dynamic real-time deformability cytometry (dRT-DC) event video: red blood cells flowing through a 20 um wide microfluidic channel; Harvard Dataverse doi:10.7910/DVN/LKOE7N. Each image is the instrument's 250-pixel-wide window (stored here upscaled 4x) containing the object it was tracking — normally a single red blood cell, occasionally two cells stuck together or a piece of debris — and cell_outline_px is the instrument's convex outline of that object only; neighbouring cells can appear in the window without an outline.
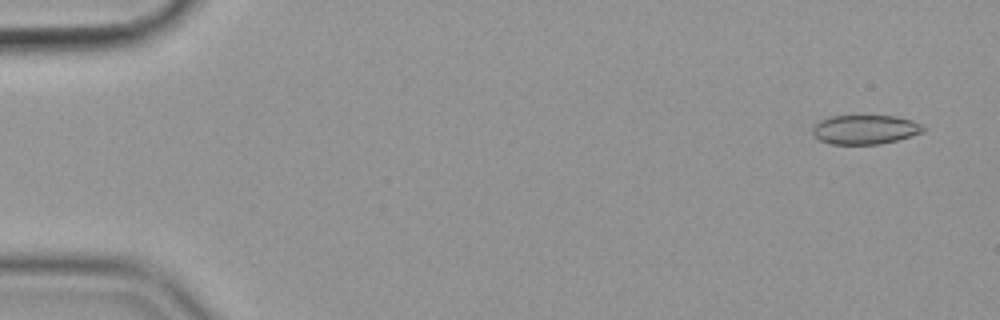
{"species": "common noctule bat (a hibernating species)", "species_latin": "Nyctalus noctula", "temperature_condition": "cold", "stored_images_in_passage": 56, "camera_frame_rate_fps": 3000, "um_per_image_px": 0.085, "animal": {"sex": "female", "body_mass_g": 19.9}, "frame": {"image": 1, "passage_image": 3, "time_ms": 0.667, "image_size_px": [1000, 320], "cell_outline_px": [[924, 132], [896, 140], [880, 144], [832, 144], [820, 140], [812, 132], [812, 128], [820, 120], [828, 116], [896, 116], [912, 120], [924, 124]], "centroid_in_image_um": [73.55, 11.0], "position_along_channel_um": 11.4, "area_um2": 18.84}}
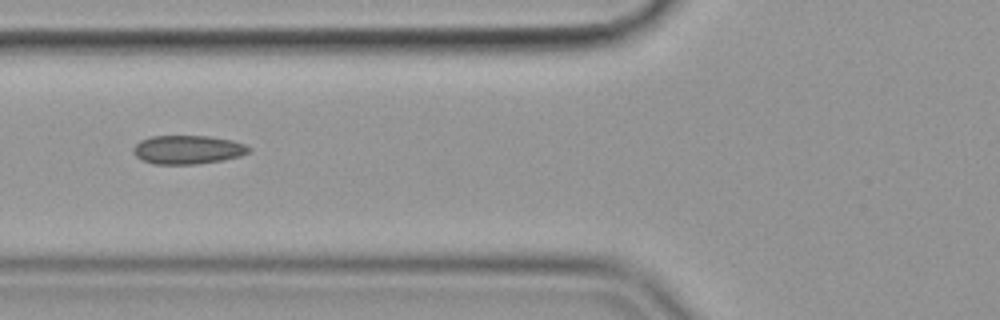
{"frame": {"image": 2, "passage_image": 22, "time_ms": 7.0, "image_size_px": [1000, 320], "cell_outline_px": [[252, 148], [248, 152], [240, 156], [224, 160], [196, 164], [152, 164], [136, 156], [132, 152], [132, 148], [140, 140], [152, 136], [208, 136], [232, 140], [244, 144]], "centroid_in_image_um": [15.95, 12.72], "position_along_channel_um": 109.9, "area_um2": 19.36}}
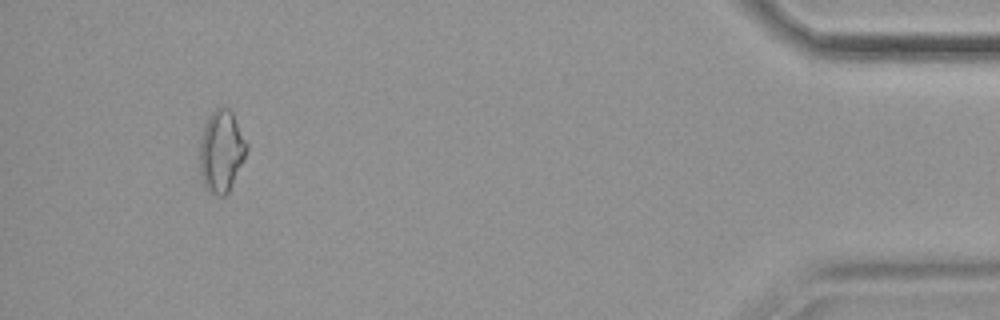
{"frame": {"image": 3, "passage_image": 53, "time_ms": 17.333, "image_size_px": [1000, 320], "cell_outline_px": [[248, 148], [244, 160], [228, 192], [224, 196], [220, 196], [208, 192], [204, 188], [200, 176], [200, 136], [204, 124], [208, 116], [216, 108], [228, 108], [232, 112], [248, 144]], "centroid_in_image_um": [18.8, 12.87], "position_along_channel_um": 416.4, "area_um2": 22.6}, "authors_computed_cell_mechanics": {"area_um2": 19.074, "velocity_mm_per_s": 3.5767, "shape_relaxation_time_tau1_ms": null, "shape_relaxation_time_tau2_ms": 2.7575, "deformation_change_tau1": null, "deformation_change_tau2": 0.0912}}